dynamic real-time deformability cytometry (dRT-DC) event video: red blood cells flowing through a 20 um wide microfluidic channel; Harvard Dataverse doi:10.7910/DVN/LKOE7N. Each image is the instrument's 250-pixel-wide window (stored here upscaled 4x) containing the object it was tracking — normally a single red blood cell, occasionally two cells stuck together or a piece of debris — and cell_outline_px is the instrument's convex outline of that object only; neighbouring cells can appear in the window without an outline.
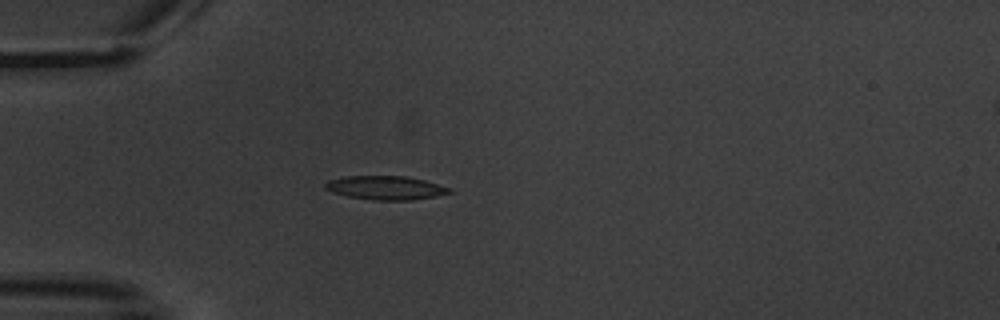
{"species": "common noctule bat (a hibernating species)", "species_latin": "Nyctalus noctula", "temperature_condition": "warm", "stored_images_in_passage": 3, "segment_of_instrument_passage": [1, 2], "camera_frame_rate_fps": 3000, "um_per_image_px": 0.085, "animal": {"sex": "male", "body_mass_g": 20.1, "forearm_length_mm": 53.5}, "frame": {"image": 1, "passage_image": 2, "time_ms": 1.333, "image_size_px": [1000, 320], "cell_outline_px": [[452, 192], [436, 196], [412, 200], [372, 200], [348, 196], [332, 192], [324, 188], [324, 184], [328, 180], [348, 176], [404, 176], [424, 180], [448, 188]], "centroid_in_image_um": [32.73, 15.96], "position_along_channel_um": 52.3, "area_um2": 16.99}}